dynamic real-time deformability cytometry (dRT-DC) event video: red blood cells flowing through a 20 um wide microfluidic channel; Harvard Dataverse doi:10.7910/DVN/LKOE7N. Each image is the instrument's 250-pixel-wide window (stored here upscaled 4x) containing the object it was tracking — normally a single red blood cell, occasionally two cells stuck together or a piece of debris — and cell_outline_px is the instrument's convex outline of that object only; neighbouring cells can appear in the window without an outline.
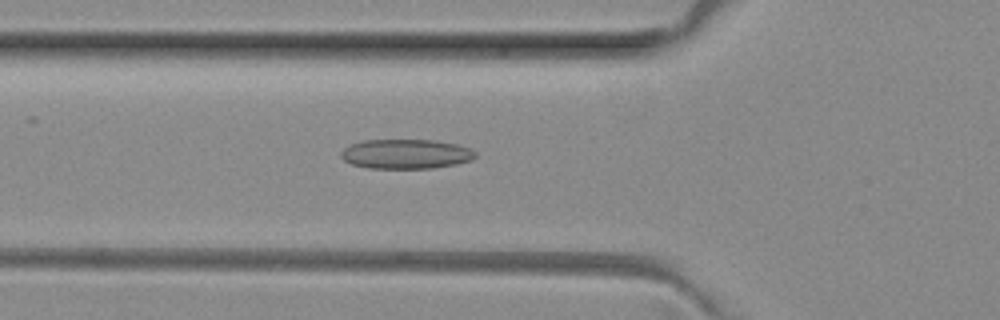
{"species": "common noctule bat (a hibernating species)", "species_latin": "Nyctalus noctula", "temperature_condition": "room temperature", "stored_images_in_passage": 51, "camera_frame_rate_fps": 3000, "um_per_image_px": 0.085, "animal": {"sex": "female", "body_mass_g": 29.2, "forearm_length_mm": 56.3}, "frame": {"image": 1, "passage_image": 18, "time_ms": 5.667, "image_size_px": [1000, 320], "cell_outline_px": [[476, 156], [472, 160], [456, 164], [432, 168], [368, 168], [352, 164], [344, 160], [340, 156], [340, 152], [344, 148], [352, 144], [364, 140], [436, 140], [456, 144], [468, 148], [476, 152]], "centroid_in_image_um": [34.5, 13.09], "position_along_channel_um": 91.3, "area_um2": 23.12}}
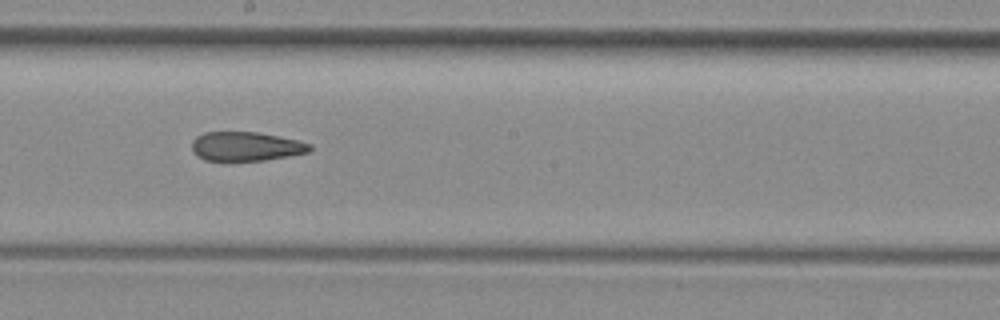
{"frame": {"image": 2, "passage_image": 28, "time_ms": 9.0, "image_size_px": [1000, 320], "cell_outline_px": [[312, 148], [308, 152], [288, 156], [264, 160], [228, 164], [204, 160], [196, 156], [192, 152], [192, 140], [196, 136], [204, 132], [260, 132], [280, 136], [312, 144]], "centroid_in_image_um": [20.83, 12.48], "position_along_channel_um": 227.4, "area_um2": 20.92}}
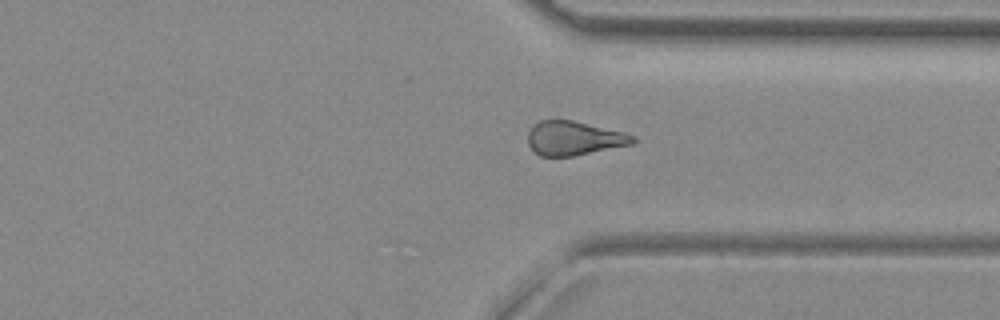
{"frame": {"image": 3, "passage_image": 38, "time_ms": 12.333, "image_size_px": [1000, 320], "cell_outline_px": [[636, 140], [632, 144], [572, 156], [540, 156], [532, 152], [528, 144], [528, 132], [532, 124], [540, 120], [572, 120], [624, 132], [636, 136]], "centroid_in_image_um": [48.75, 11.75], "position_along_channel_um": 362.7, "area_um2": 20.92}, "authors_computed_cell_mechanics": {"area_um2": 21.9062, "velocity_mm_per_s": 4.0629, "shape_relaxation_time_tau1_ms": null, "shape_relaxation_time_tau2_ms": 4.1737, "deformation_change_tau1": null, "deformation_change_tau2": 0.1362}}